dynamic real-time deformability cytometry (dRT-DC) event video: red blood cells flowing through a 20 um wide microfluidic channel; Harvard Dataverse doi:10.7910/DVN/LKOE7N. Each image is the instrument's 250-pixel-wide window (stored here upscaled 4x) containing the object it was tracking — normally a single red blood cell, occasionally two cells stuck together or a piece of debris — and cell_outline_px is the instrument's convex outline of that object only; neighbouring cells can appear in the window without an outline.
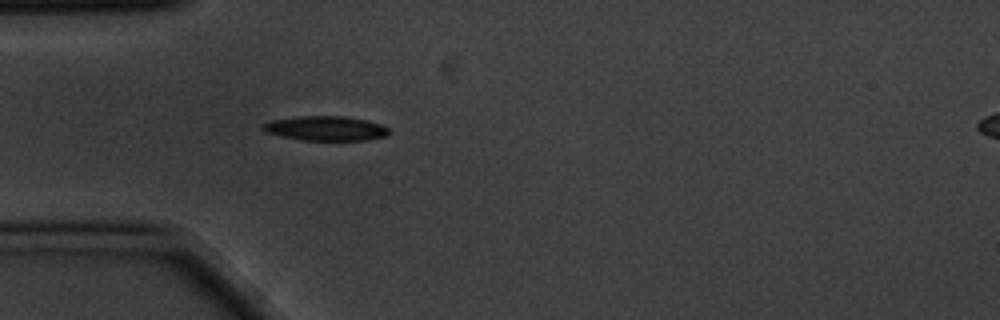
{"species": "common noctule bat (a hibernating species)", "species_latin": "Nyctalus noctula", "temperature_condition": "cold", "stored_images_in_passage": 3, "segment_of_instrument_passage": [1, 2], "camera_frame_rate_fps": 3000, "um_per_image_px": 0.085, "animal": {"sex": "male", "body_mass_g": 20.1, "forearm_length_mm": 53.5}, "frame": {"image": 1, "passage_image": 2, "time_ms": 0.333, "image_size_px": [1000, 320], "cell_outline_px": [[388, 132], [384, 136], [368, 140], [304, 140], [284, 136], [268, 132], [260, 128], [260, 124], [272, 120], [300, 116], [344, 116], [368, 120], [380, 124], [388, 128]], "centroid_in_image_um": [27.68, 10.9], "position_along_channel_um": 57.3, "area_um2": 17.86}}